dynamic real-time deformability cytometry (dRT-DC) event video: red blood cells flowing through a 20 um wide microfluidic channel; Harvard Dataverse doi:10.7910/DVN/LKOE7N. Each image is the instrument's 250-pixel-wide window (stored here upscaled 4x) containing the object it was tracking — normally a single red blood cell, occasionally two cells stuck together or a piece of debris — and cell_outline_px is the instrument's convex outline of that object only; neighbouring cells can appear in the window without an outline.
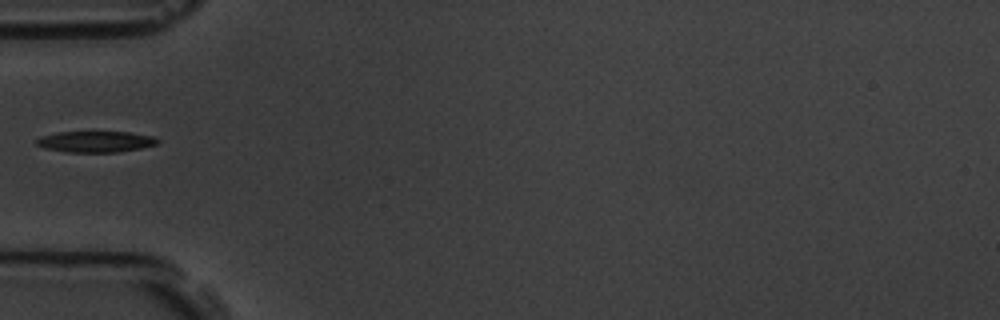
{"species": "common noctule bat (a hibernating species)", "species_latin": "Nyctalus noctula", "temperature_condition": "room temperature", "stored_images_in_passage": 39, "camera_frame_rate_fps": 3000, "um_per_image_px": 0.085, "animal": {"sex": "male", "body_mass_g": 19.5, "forearm_length_mm": 54.6}, "frame": {"image": 1, "passage_image": 1, "time_ms": 0.0, "image_size_px": [1000, 320], "cell_outline_px": [[160, 144], [140, 148], [116, 152], [68, 152], [44, 148], [36, 144], [36, 140], [40, 136], [56, 132], [96, 128], [128, 132], [152, 136], [160, 140]], "centroid_in_image_um": [8.12, 11.98], "position_along_channel_um": 76.9, "area_um2": 15.95}}
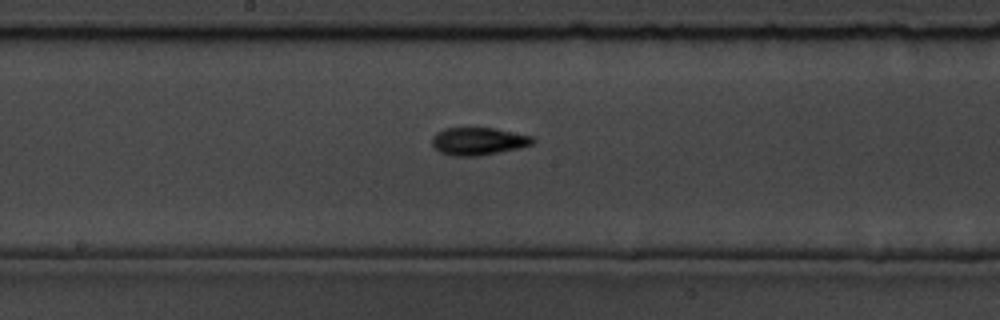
{"frame": {"image": 2, "passage_image": 12, "time_ms": 3.667, "image_size_px": [1000, 320], "cell_outline_px": [[536, 140], [532, 144], [520, 148], [480, 156], [452, 156], [440, 152], [432, 144], [432, 136], [436, 132], [444, 128], [492, 128], [532, 136]], "centroid_in_image_um": [40.65, 12.01], "position_along_channel_um": 207.6, "area_um2": 16.24}}
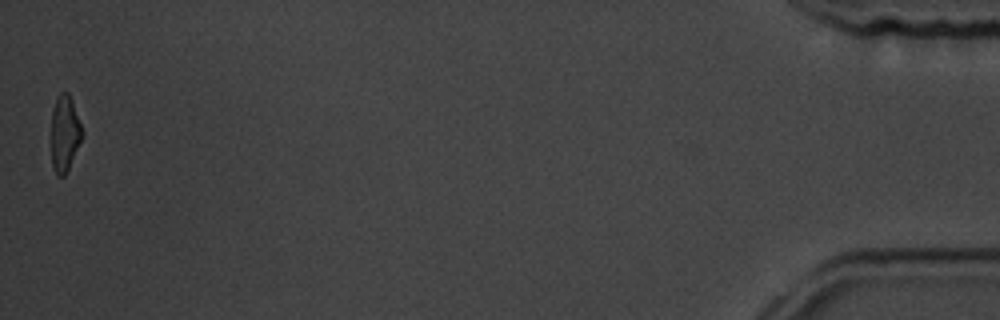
{"frame": {"image": 3, "passage_image": 39, "time_ms": 12.667, "image_size_px": [1000, 320], "cell_outline_px": [[84, 132], [68, 168], [64, 176], [56, 176], [52, 164], [52, 112], [56, 96], [60, 92], [68, 92], [72, 100]], "centroid_in_image_um": [5.5, 11.3], "position_along_channel_um": 429.7, "area_um2": 13.53}}